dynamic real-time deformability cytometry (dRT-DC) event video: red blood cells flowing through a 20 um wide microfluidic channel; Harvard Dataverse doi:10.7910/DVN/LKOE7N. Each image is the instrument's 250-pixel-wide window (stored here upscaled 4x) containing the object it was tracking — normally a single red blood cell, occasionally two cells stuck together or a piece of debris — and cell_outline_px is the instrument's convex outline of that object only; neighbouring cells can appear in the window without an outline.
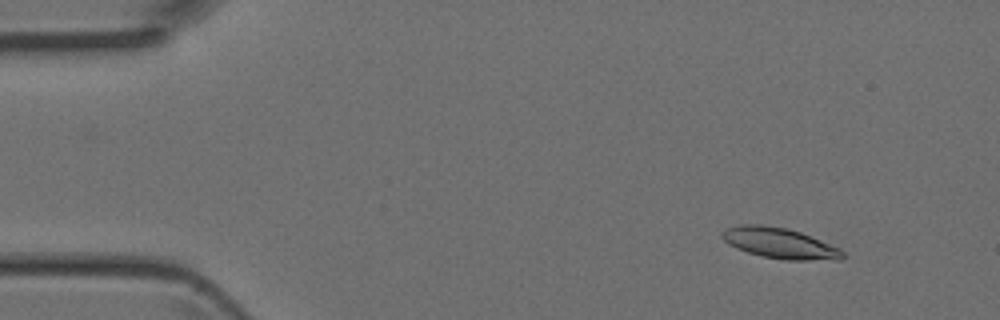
{"species": "Egyptian fruit bat (a non-hibernating species)", "species_latin": "Rousettus aegyptiacus", "temperature_condition": "room temperature", "stored_images_in_passage": 3, "camera_frame_rate_fps": 3000, "um_per_image_px": 0.085, "animal": {"sex": "female"}, "frame": {"image": 1, "passage_image": 1, "time_ms": 0.0, "image_size_px": [1000, 320], "cell_outline_px": [[844, 256], [840, 260], [784, 260], [764, 256], [748, 252], [736, 248], [728, 244], [720, 236], [720, 232], [724, 228], [740, 224], [760, 224], [788, 228], [800, 232], [840, 248], [844, 252]], "centroid_in_image_um": [66.24, 20.66], "position_along_channel_um": 18.8, "area_um2": 21.68}}